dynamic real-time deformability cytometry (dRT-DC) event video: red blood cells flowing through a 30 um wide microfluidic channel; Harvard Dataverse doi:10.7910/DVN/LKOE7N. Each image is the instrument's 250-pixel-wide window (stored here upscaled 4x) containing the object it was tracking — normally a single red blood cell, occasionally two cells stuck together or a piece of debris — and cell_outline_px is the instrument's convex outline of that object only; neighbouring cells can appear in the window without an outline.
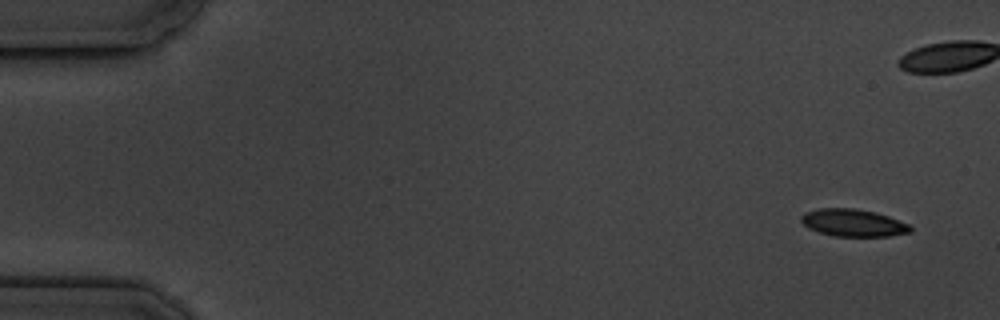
{"species": "common noctule bat (a hibernating species)", "species_latin": "Nyctalus noctula", "temperature_condition": "cold", "stored_images_in_passage": 6, "camera_frame_rate_fps": 3000, "um_per_image_px": 0.085, "animal": {"sex": "male", "body_mass_g": 19.5, "forearm_length_mm": 54.6}, "frame": {"image": 1, "passage_image": 1, "time_ms": 0.0, "image_size_px": [1000, 320], "cell_outline_px": [[912, 232], [888, 236], [836, 236], [820, 232], [808, 228], [800, 220], [800, 216], [804, 212], [820, 208], [856, 208], [876, 212], [888, 216], [908, 224], [912, 228]], "centroid_in_image_um": [72.51, 18.93], "position_along_channel_um": 12.5, "area_um2": 17.4}}
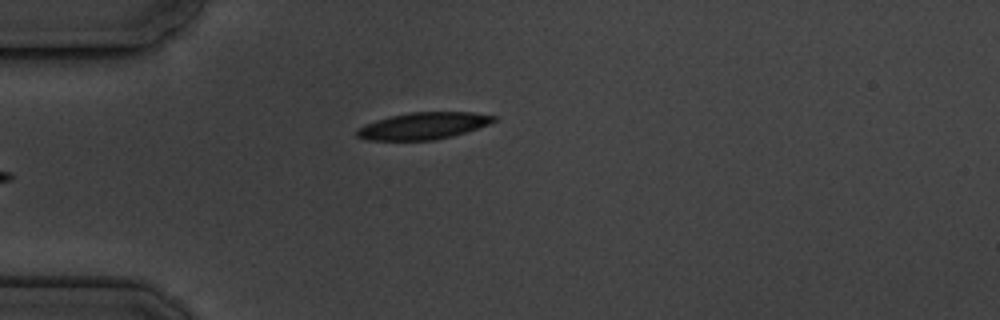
{"frame": {"image": 2, "passage_image": 6, "time_ms": 5.667, "image_size_px": [1000, 320], "cell_outline_px": [[496, 120], [488, 124], [452, 136], [432, 140], [368, 140], [356, 136], [356, 132], [364, 124], [376, 120], [392, 116], [412, 112], [472, 112], [496, 116]], "centroid_in_image_um": [35.97, 10.69], "position_along_channel_um": 49.0, "area_um2": 21.1}}